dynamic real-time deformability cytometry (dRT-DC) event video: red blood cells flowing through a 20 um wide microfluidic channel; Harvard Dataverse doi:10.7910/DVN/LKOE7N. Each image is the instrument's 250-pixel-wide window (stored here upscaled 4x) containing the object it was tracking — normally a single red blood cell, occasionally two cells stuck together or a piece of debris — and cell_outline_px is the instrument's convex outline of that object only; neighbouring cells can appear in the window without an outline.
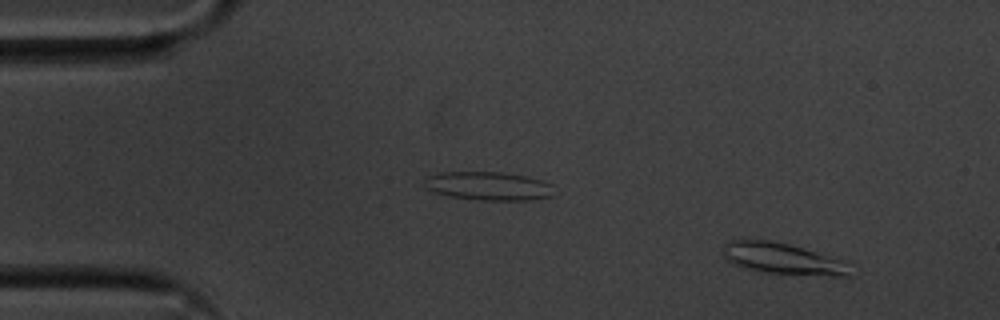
{"species": "common noctule bat (a hibernating species)", "species_latin": "Nyctalus noctula", "temperature_condition": "cold", "stored_images_in_passage": 52, "camera_frame_rate_fps": 3000, "um_per_image_px": 0.085, "animal": {"sex": "male", "body_mass_g": 20.1, "forearm_length_mm": 53.5}, "frame": {"image": 1, "passage_image": 2, "time_ms": 0.333, "image_size_px": [1000, 320], "cell_outline_px": [[852, 276], [832, 276], [756, 272], [732, 264], [724, 260], [724, 248], [728, 240], [740, 236], [768, 240], [788, 244], [804, 248], [840, 260]], "centroid_in_image_um": [66.34, 21.96], "position_along_channel_um": 18.7, "area_um2": 23.41}}
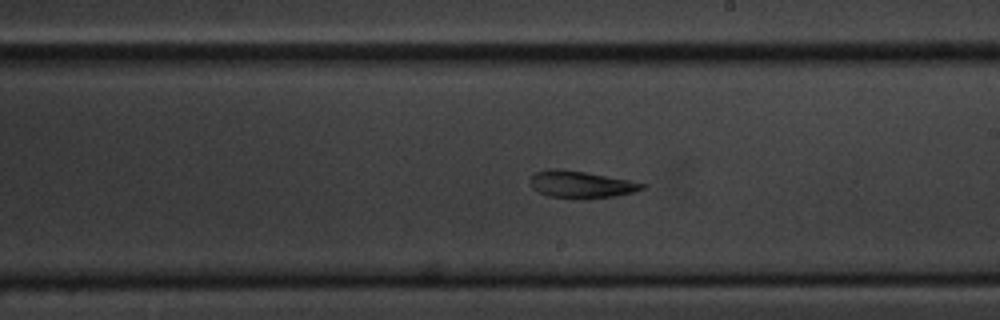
{"frame": {"image": 2, "passage_image": 28, "time_ms": 9.0, "image_size_px": [1000, 320], "cell_outline_px": [[648, 184], [644, 188], [636, 192], [612, 196], [548, 196], [536, 192], [532, 188], [532, 176], [536, 172], [552, 168], [556, 168], [584, 172], [628, 180]], "centroid_in_image_um": [49.39, 15.64], "position_along_channel_um": 239.6, "area_um2": 16.76}}
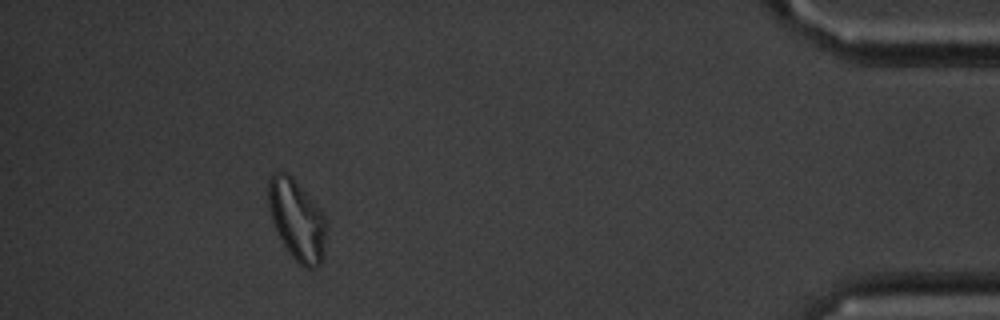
{"frame": {"image": 3, "passage_image": 47, "time_ms": 15.333, "image_size_px": [1000, 320], "cell_outline_px": [[328, 228], [324, 252], [320, 264], [316, 268], [304, 268], [292, 256], [280, 240], [272, 220], [268, 204], [268, 180], [276, 172], [284, 172], [292, 176], [324, 212], [328, 220]], "centroid_in_image_um": [25.28, 18.7], "position_along_channel_um": 409.9, "area_um2": 27.69}, "authors_computed_cell_mechanics": {"area_um2": 19.363, "velocity_mm_per_s": 3.5889, "shape_relaxation_time_tau1_ms": null, "shape_relaxation_time_tau2_ms": 2.8175, "deformation_change_tau1": null, "deformation_change_tau2": 0.1152}}